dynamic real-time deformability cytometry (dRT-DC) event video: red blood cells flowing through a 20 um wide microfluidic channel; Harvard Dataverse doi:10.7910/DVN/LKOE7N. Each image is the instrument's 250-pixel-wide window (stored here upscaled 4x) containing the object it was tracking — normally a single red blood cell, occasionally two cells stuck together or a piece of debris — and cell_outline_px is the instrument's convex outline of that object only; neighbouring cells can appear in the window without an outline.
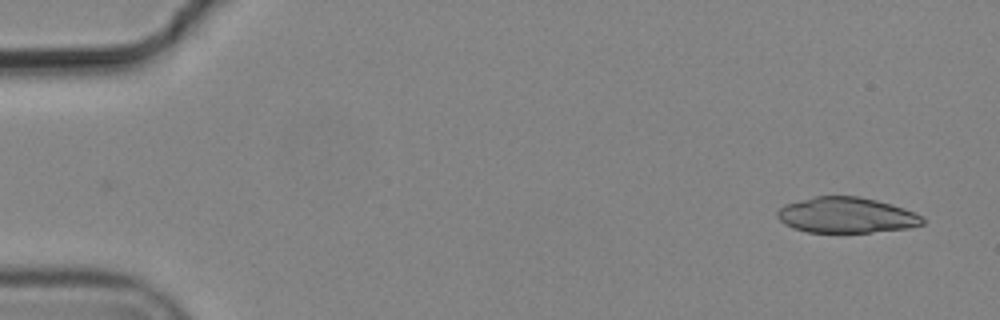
{"species": "common noctule bat (a hibernating species)", "species_latin": "Nyctalus noctula", "temperature_condition": "cold", "stored_images_in_passage": 4, "camera_frame_rate_fps": 3000, "um_per_image_px": 0.085, "animal": {"sex": "male", "body_mass_g": 19.2, "forearm_length_mm": 51.8}, "frame": {"image": 1, "passage_image": 4, "time_ms": 1.0, "image_size_px": [1000, 320], "cell_outline_px": [[924, 224], [908, 228], [872, 232], [808, 232], [792, 228], [784, 224], [776, 216], [776, 212], [784, 204], [816, 196], [860, 196], [892, 204], [904, 208], [920, 216], [924, 220]], "centroid_in_image_um": [71.91, 18.29], "position_along_channel_um": 13.1, "area_um2": 30.11}}